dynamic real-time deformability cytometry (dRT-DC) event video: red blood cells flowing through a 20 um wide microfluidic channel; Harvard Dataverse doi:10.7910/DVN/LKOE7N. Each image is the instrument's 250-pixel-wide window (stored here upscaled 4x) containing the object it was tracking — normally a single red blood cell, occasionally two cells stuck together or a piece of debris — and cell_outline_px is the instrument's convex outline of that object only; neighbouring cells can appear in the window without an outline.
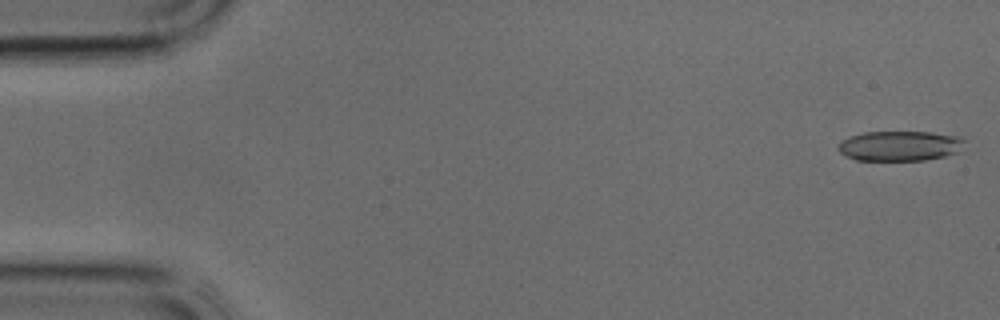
{"species": "common noctule bat (a hibernating species)", "species_latin": "Nyctalus noctula", "temperature_condition": "cold", "stored_images_in_passage": 37, "camera_frame_rate_fps": 3000, "um_per_image_px": 0.085, "animal": {"sex": "male", "body_mass_g": 17.9, "forearm_length_mm": 54.2}, "frame": {"image": 1, "passage_image": 1, "time_ms": 0.0, "image_size_px": [1000, 320], "cell_outline_px": [[964, 140], [956, 152], [944, 156], [924, 160], [856, 160], [840, 152], [836, 148], [848, 136], [864, 132], [928, 132], [956, 136]], "centroid_in_image_um": [76.42, 12.4], "position_along_channel_um": 8.6, "area_um2": 21.68}}
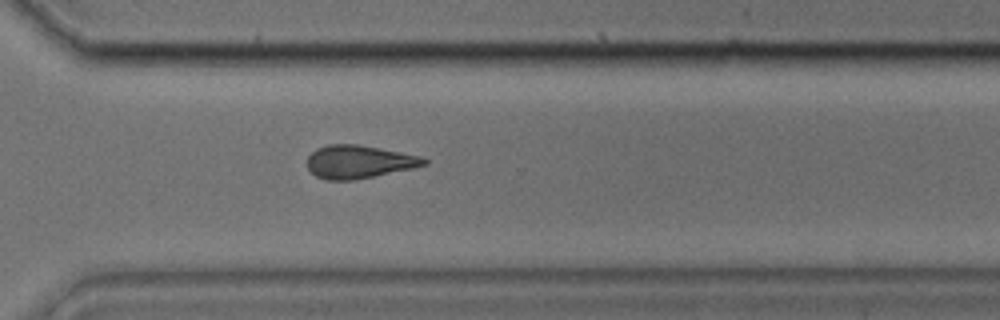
{"frame": {"image": 2, "passage_image": 27, "time_ms": 8.667, "image_size_px": [1000, 320], "cell_outline_px": [[428, 164], [412, 168], [352, 180], [324, 180], [316, 176], [308, 168], [308, 156], [316, 148], [328, 144], [356, 144], [380, 148], [420, 156], [428, 160]], "centroid_in_image_um": [30.48, 13.74], "position_along_channel_um": 340.1, "area_um2": 22.31}}
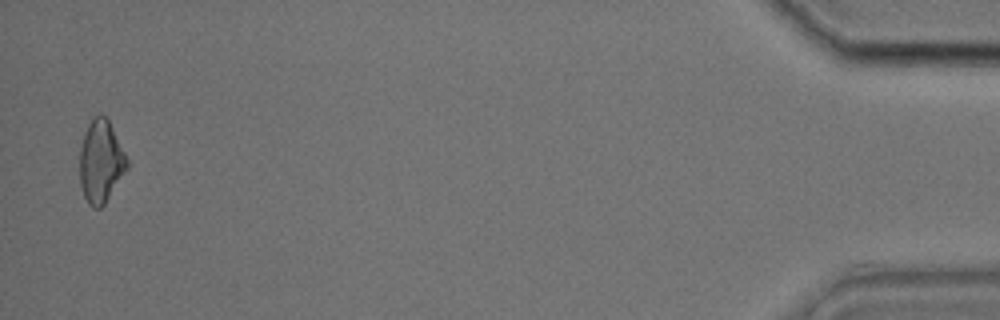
{"frame": {"image": 3, "passage_image": 37, "time_ms": 12.0, "image_size_px": [1000, 320], "cell_outline_px": [[132, 164], [104, 204], [100, 208], [92, 208], [88, 204], [84, 196], [80, 184], [80, 148], [84, 132], [92, 116], [100, 112], [108, 120]], "centroid_in_image_um": [8.6, 13.72], "position_along_channel_um": 426.6, "area_um2": 23.29}}